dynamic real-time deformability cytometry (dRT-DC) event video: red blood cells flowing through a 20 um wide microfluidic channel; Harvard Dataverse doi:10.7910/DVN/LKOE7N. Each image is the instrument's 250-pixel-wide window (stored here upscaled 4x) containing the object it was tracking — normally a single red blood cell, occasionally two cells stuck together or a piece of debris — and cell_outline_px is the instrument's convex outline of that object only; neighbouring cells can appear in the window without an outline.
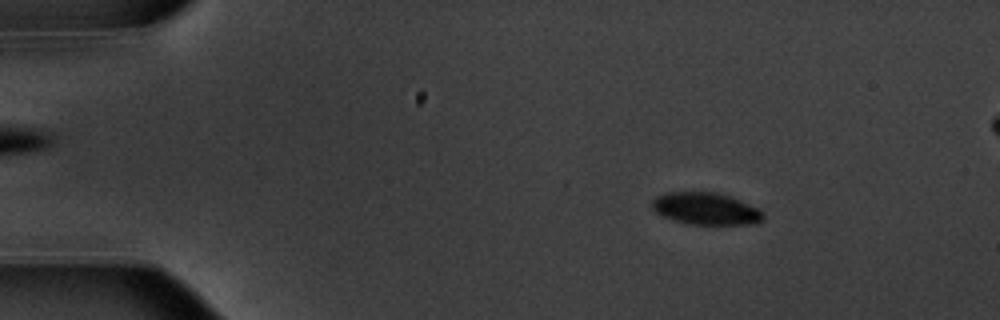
{"species": "common noctule bat (a hibernating species)", "species_latin": "Nyctalus noctula", "temperature_condition": "warm", "stored_images_in_passage": 54, "camera_frame_rate_fps": 3000, "um_per_image_px": 0.085, "animal": {"sex": "male", "body_mass_g": 20.1, "forearm_length_mm": 53.5}, "frame": {"image": 1, "passage_image": 8, "time_ms": 2.333, "image_size_px": [1000, 320], "cell_outline_px": [[764, 216], [756, 224], [688, 224], [672, 220], [656, 212], [652, 208], [652, 200], [656, 196], [664, 192], [716, 192], [740, 200], [756, 208]], "centroid_in_image_um": [59.93, 17.73], "position_along_channel_um": 25.1, "area_um2": 20.58}}
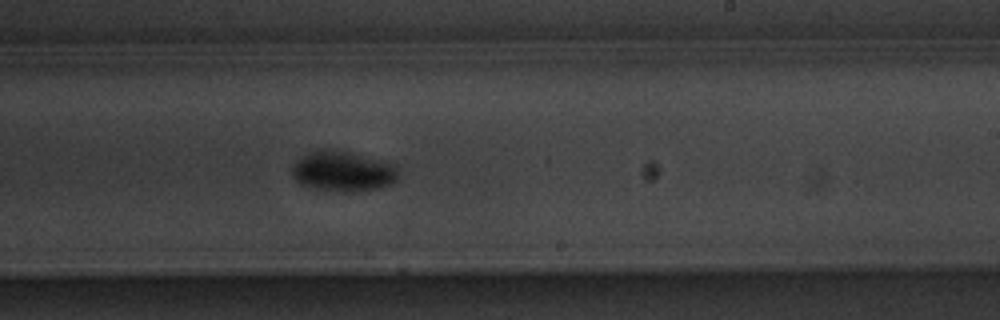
{"frame": {"image": 2, "passage_image": 33, "time_ms": 10.667, "image_size_px": [1000, 320], "cell_outline_px": [[396, 180], [388, 184], [376, 188], [352, 192], [336, 192], [316, 188], [300, 184], [292, 176], [292, 168], [308, 152], [320, 148], [336, 148], [352, 152], [380, 160], [392, 164], [396, 168]], "centroid_in_image_um": [29.11, 14.54], "position_along_channel_um": 259.9, "area_um2": 24.8}}
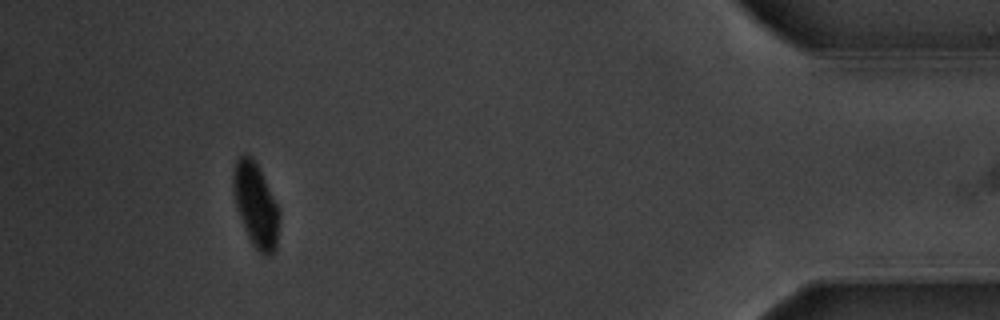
{"frame": {"image": 3, "passage_image": 50, "time_ms": 16.333, "image_size_px": [1000, 320], "cell_outline_px": [[280, 220], [276, 252], [272, 256], [264, 256], [252, 244], [244, 228], [236, 204], [232, 188], [232, 172], [236, 160], [244, 152], [248, 152], [252, 156], [260, 168], [280, 208]], "centroid_in_image_um": [21.77, 17.4], "position_along_channel_um": 413.4, "area_um2": 23.24}, "authors_computed_cell_mechanics": {"area_um2": 22.831, "velocity_mm_per_s": 3.744, "shape_relaxation_time_tau1_ms": 1.6238, "shape_relaxation_time_tau2_ms": null, "deformation_change_tau1": 0.1199, "deformation_change_tau2": null}}